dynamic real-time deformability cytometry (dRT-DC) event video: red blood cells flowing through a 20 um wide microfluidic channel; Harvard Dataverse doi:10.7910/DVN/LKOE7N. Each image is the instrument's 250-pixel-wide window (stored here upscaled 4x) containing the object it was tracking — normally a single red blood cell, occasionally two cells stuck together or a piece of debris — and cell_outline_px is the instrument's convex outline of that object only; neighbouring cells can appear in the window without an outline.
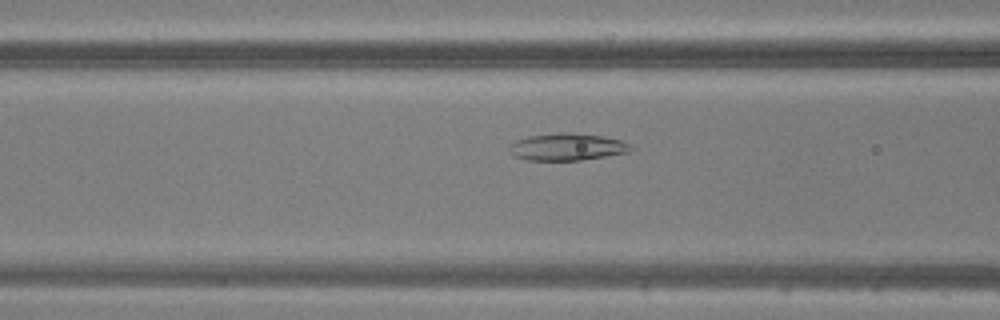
{"species": "common noctule bat (a hibernating species)", "species_latin": "Nyctalus noctula", "temperature_condition": "warm", "stored_images_in_passage": 48, "camera_frame_rate_fps": 3000, "um_per_image_px": 0.085, "animal": {"sex": "male", "body_mass_g": 20.5, "forearm_length_mm": 52.5}, "frame": {"image": 1, "passage_image": 20, "time_ms": 6.333, "image_size_px": [1000, 320], "cell_outline_px": [[636, 148], [628, 152], [580, 160], [528, 160], [516, 156], [508, 152], [508, 144], [516, 140], [528, 136], [560, 132], [568, 132], [604, 136], [624, 140]], "centroid_in_image_um": [48.21, 12.47], "position_along_channel_um": 118.4, "area_um2": 19.42}}
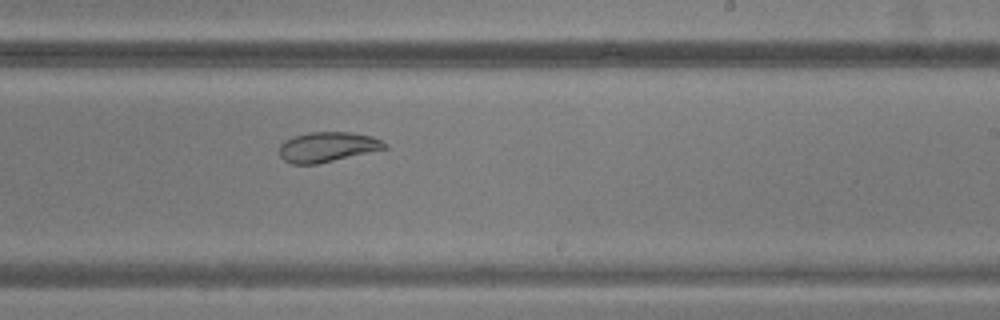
{"frame": {"image": 2, "passage_image": 30, "time_ms": 9.667, "image_size_px": [1000, 320], "cell_outline_px": [[388, 148], [316, 164], [292, 164], [284, 160], [280, 156], [280, 144], [284, 140], [292, 136], [308, 132], [352, 132], [372, 136], [388, 144]], "centroid_in_image_um": [27.82, 12.48], "position_along_channel_um": 261.2, "area_um2": 18.44}}
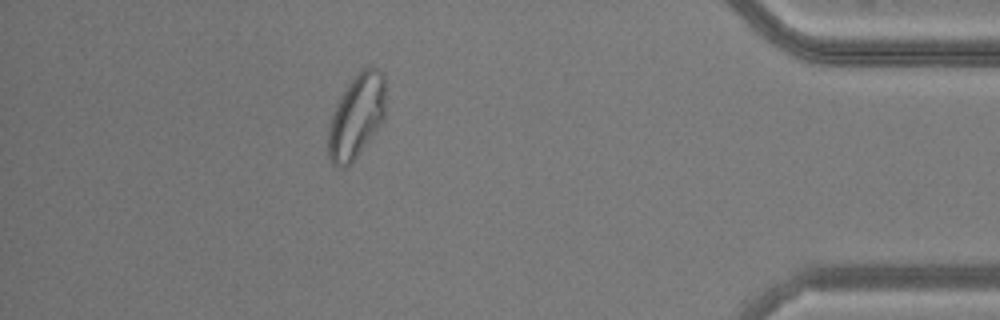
{"frame": {"image": 3, "passage_image": 43, "time_ms": 14.0, "image_size_px": [1000, 320], "cell_outline_px": [[384, 116], [380, 124], [372, 136], [356, 156], [344, 168], [336, 168], [332, 164], [328, 156], [328, 132], [332, 116], [348, 84], [368, 64], [376, 68], [384, 76]], "centroid_in_image_um": [30.29, 9.91], "position_along_channel_um": 404.9, "area_um2": 27.22}}